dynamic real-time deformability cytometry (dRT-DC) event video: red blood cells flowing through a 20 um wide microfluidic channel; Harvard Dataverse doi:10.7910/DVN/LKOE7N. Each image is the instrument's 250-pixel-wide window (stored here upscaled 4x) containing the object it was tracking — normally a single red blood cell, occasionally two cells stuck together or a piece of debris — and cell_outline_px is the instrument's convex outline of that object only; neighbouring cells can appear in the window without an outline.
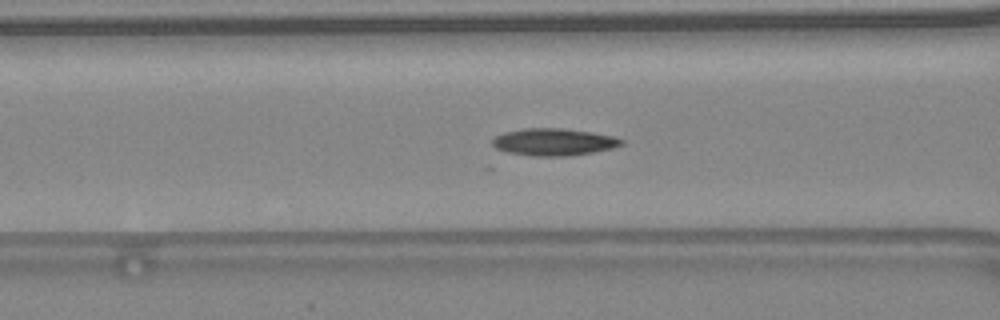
{"species": "common noctule bat (a hibernating species)", "species_latin": "Nyctalus noctula", "temperature_condition": "warm", "stored_images_in_passage": 47, "camera_frame_rate_fps": 3000, "um_per_image_px": 0.085, "animal": {"sex": "female", "body_mass_g": 24.6, "forearm_length_mm": 56.2}, "frame": {"image": 1, "passage_image": 21, "time_ms": 6.667, "image_size_px": [1000, 320], "cell_outline_px": [[624, 144], [612, 148], [592, 152], [568, 156], [532, 156], [508, 152], [496, 148], [492, 144], [492, 140], [496, 136], [504, 132], [524, 128], [560, 128], [592, 132], [616, 136], [624, 140]], "centroid_in_image_um": [47.09, 12.06], "position_along_channel_um": 119.5, "area_um2": 20.46}, "authors_computed_cell_mechanics": {"area_um2": 19.3052, "velocity_mm_per_s": 4.5528, "shape_relaxation_time_tau1_ms": 6.6382, "shape_relaxation_time_tau2_ms": 4.1481, "deformation_change_tau1": 0.2127, "deformation_change_tau2": 0.1337}}